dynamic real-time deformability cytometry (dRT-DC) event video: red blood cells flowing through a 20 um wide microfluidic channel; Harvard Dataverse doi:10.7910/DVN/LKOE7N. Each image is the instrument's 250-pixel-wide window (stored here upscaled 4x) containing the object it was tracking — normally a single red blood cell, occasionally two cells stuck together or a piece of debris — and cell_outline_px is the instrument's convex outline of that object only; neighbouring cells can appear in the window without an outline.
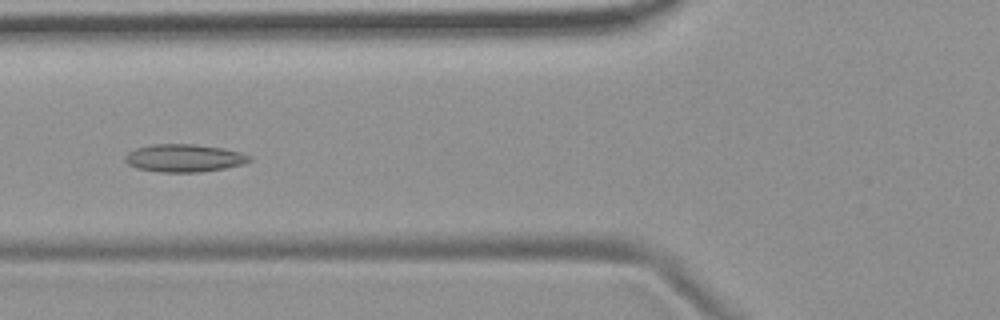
{"species": "common noctule bat (a hibernating species)", "species_latin": "Nyctalus noctula", "temperature_condition": "room temperature", "stored_images_in_passage": 41, "camera_frame_rate_fps": 3000, "um_per_image_px": 0.085, "animal": {"sex": "female", "body_mass_g": 19.9}, "frame": {"image": 1, "passage_image": 7, "time_ms": 2.0, "image_size_px": [1000, 320], "cell_outline_px": [[252, 160], [244, 164], [224, 168], [200, 172], [160, 172], [136, 168], [128, 164], [124, 160], [124, 156], [128, 152], [136, 148], [152, 144], [196, 144], [224, 148], [240, 152], [252, 156]], "centroid_in_image_um": [15.66, 13.43], "position_along_channel_um": 110.1, "area_um2": 20.29}}
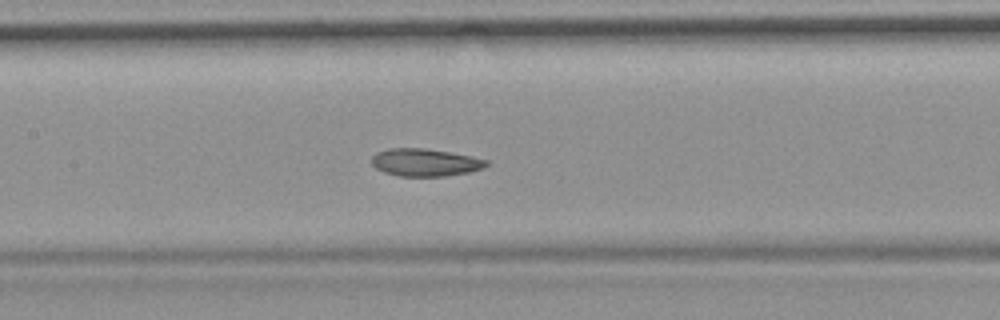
{"frame": {"image": 2, "passage_image": 12, "time_ms": 3.667, "image_size_px": [1000, 320], "cell_outline_px": [[488, 164], [484, 168], [468, 172], [444, 176], [400, 176], [384, 172], [376, 168], [372, 164], [372, 156], [376, 152], [388, 148], [424, 148], [472, 156], [488, 160]], "centroid_in_image_um": [36.12, 13.8], "position_along_channel_um": 171.3, "area_um2": 18.38}, "authors_computed_cell_mechanics": {"area_um2": 19.074, "velocity_mm_per_s": 3.6705, "shape_relaxation_time_tau1_ms": null, "shape_relaxation_time_tau2_ms": 2.7208, "deformation_change_tau1": null, "deformation_change_tau2": 0.079}}